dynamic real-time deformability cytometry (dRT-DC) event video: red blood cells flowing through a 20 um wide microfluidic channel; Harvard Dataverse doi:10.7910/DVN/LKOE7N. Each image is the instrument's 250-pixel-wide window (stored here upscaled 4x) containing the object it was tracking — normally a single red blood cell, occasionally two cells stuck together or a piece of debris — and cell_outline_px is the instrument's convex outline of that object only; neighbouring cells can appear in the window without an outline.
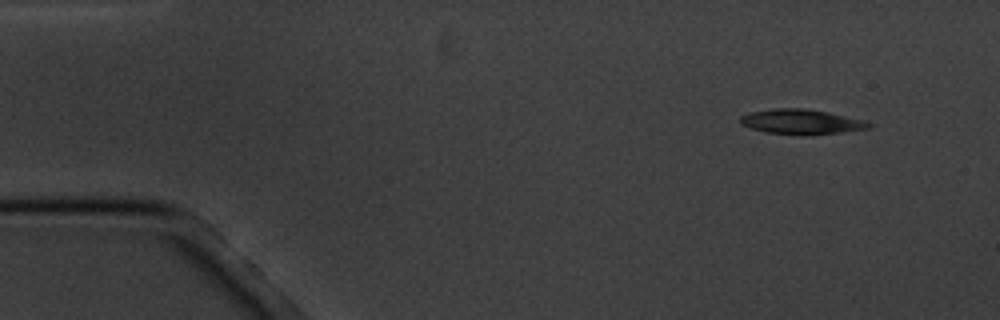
{"species": "common noctule bat (a hibernating species)", "species_latin": "Nyctalus noctula", "temperature_condition": "cold", "stored_images_in_passage": 4, "camera_frame_rate_fps": 3000, "um_per_image_px": 0.085, "animal": {"sex": "male", "body_mass_g": 20.1, "forearm_length_mm": 53.5}, "frame": {"image": 1, "passage_image": 1, "time_ms": 0.0, "image_size_px": [1000, 320], "cell_outline_px": [[872, 128], [812, 136], [764, 132], [740, 124], [740, 116], [752, 112], [776, 108], [804, 108], [828, 112], [864, 120], [872, 124]], "centroid_in_image_um": [68.14, 10.36], "position_along_channel_um": 16.9, "area_um2": 18.79}}
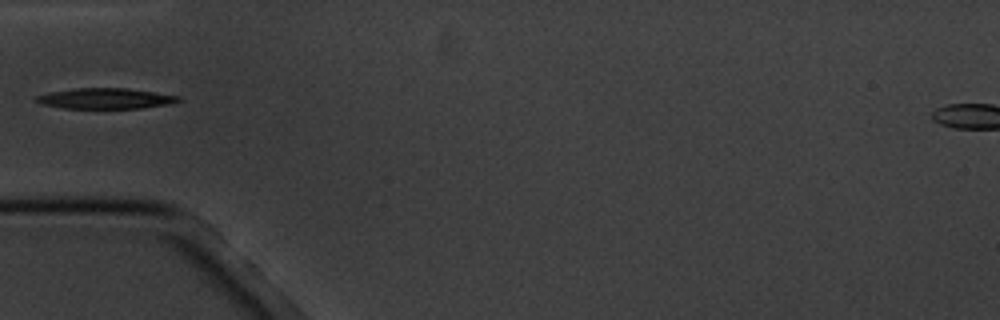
{"frame": {"image": 2, "passage_image": 4, "time_ms": 4.333, "image_size_px": [1000, 320], "cell_outline_px": [[184, 100], [168, 104], [144, 108], [60, 108], [40, 104], [36, 100], [36, 96], [48, 92], [72, 88], [128, 88], [180, 96]], "centroid_in_image_um": [8.96, 8.37], "position_along_channel_um": 76.0, "area_um2": 17.22}}